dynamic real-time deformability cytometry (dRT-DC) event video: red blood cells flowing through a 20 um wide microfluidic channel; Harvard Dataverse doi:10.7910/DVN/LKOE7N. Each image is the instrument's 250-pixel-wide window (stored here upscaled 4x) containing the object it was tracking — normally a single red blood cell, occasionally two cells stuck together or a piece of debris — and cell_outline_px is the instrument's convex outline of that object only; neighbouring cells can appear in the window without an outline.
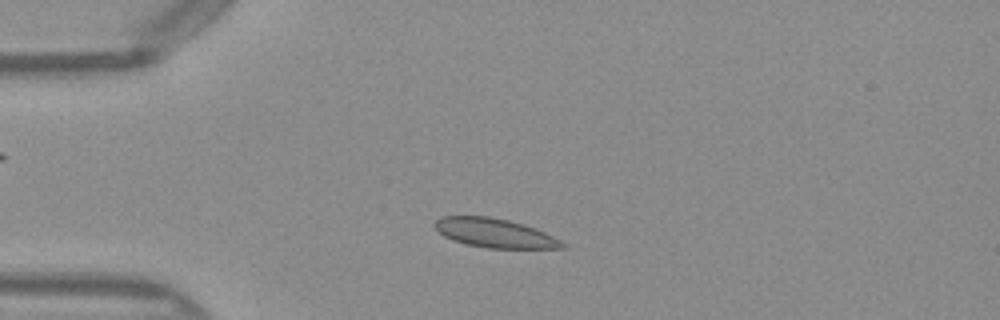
{"species": "Egyptian fruit bat (a non-hibernating species)", "species_latin": "Rousettus aegyptiacus", "temperature_condition": "warm", "stored_images_in_passage": 46, "camera_frame_rate_fps": 3000, "um_per_image_px": 0.085, "frame": {"image": 1, "passage_image": 8, "time_ms": 2.333, "image_size_px": [1000, 320], "cell_outline_px": [[568, 244], [564, 248], [488, 248], [468, 244], [452, 240], [444, 236], [432, 224], [440, 216], [488, 216], [508, 220], [524, 224], [536, 228]], "centroid_in_image_um": [42.05, 19.8], "position_along_channel_um": 42.9, "area_um2": 21.56}}
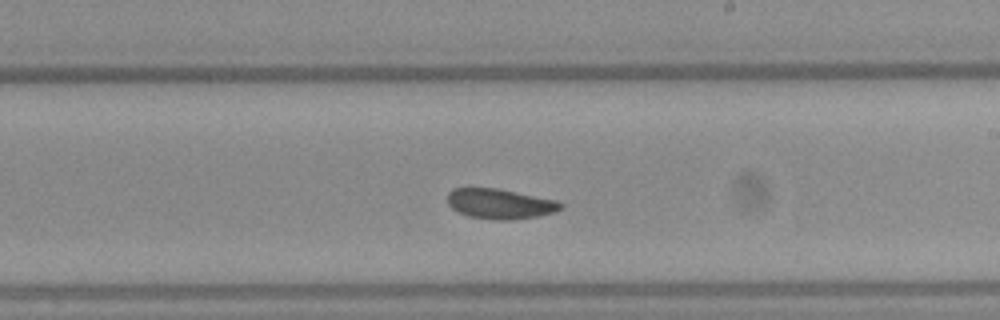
{"frame": {"image": 2, "passage_image": 25, "time_ms": 8.0, "image_size_px": [1000, 320], "cell_outline_px": [[564, 208], [540, 216], [512, 220], [496, 220], [468, 216], [456, 212], [448, 204], [448, 192], [452, 188], [496, 188], [556, 200], [564, 204]], "centroid_in_image_um": [42.49, 17.33], "position_along_channel_um": 246.5, "area_um2": 19.94}}
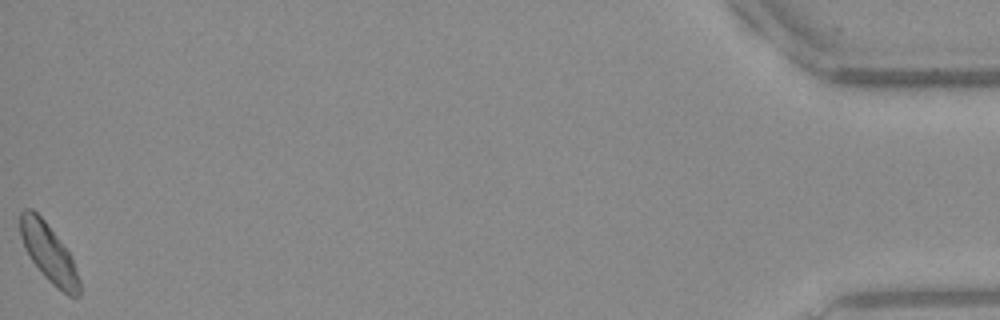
{"frame": {"image": 3, "passage_image": 46, "time_ms": 15.0, "image_size_px": [1000, 320], "cell_outline_px": [[80, 296], [68, 296], [52, 284], [44, 276], [28, 256], [24, 248], [20, 236], [20, 212], [24, 208], [32, 208], [44, 220], [72, 256], [80, 280]], "centroid_in_image_um": [4.14, 21.51], "position_along_channel_um": 431.1, "area_um2": 20.11}, "authors_computed_cell_mechanics": {"area_um2": 20.1433, "velocity_mm_per_s": 4.0191, "shape_relaxation_time_tau1_ms": 3.4783, "shape_relaxation_time_tau2_ms": null, "deformation_change_tau1": 0.0797, "deformation_change_tau2": null}}